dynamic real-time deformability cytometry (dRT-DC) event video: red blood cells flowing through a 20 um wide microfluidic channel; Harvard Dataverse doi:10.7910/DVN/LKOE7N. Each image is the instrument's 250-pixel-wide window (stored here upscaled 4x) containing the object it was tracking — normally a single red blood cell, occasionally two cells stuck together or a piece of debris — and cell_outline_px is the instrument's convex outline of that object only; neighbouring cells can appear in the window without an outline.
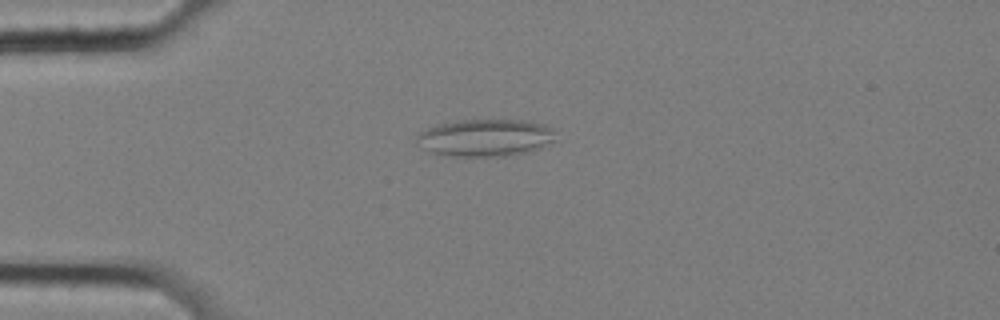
{"species": "common noctule bat (a hibernating species)", "species_latin": "Nyctalus noctula", "temperature_condition": "cold", "stored_images_in_passage": 49, "camera_frame_rate_fps": 3000, "um_per_image_px": 0.085, "animal": {"sex": "female", "body_mass_g": 25.1}, "frame": {"image": 1, "passage_image": 6, "time_ms": 1.667, "image_size_px": [1000, 320], "cell_outline_px": [[556, 140], [540, 148], [524, 152], [504, 156], [452, 156], [432, 152], [420, 148], [416, 140], [416, 136], [420, 132], [436, 124], [456, 120], [524, 120], [544, 124], [556, 128]], "centroid_in_image_um": [41.27, 11.69], "position_along_channel_um": 43.7, "area_um2": 30.46}}
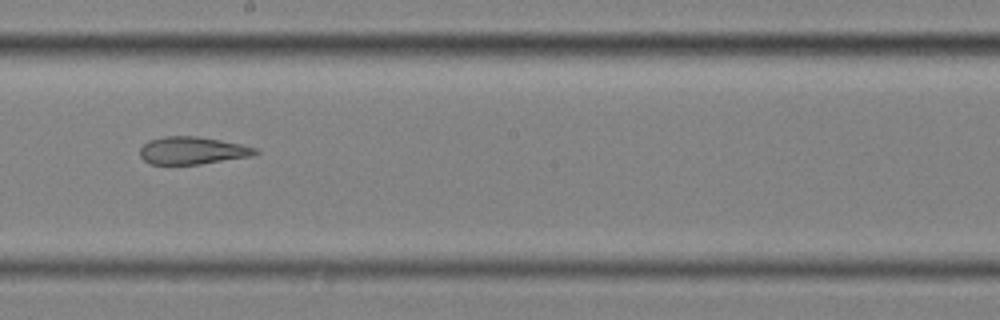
{"frame": {"image": 2, "passage_image": 24, "time_ms": 7.667, "image_size_px": [1000, 320], "cell_outline_px": [[260, 152], [252, 156], [200, 164], [148, 164], [140, 156], [140, 148], [148, 140], [164, 136], [196, 136], [220, 140], [240, 144], [256, 148]], "centroid_in_image_um": [16.33, 12.79], "position_along_channel_um": 231.9, "area_um2": 18.5}}
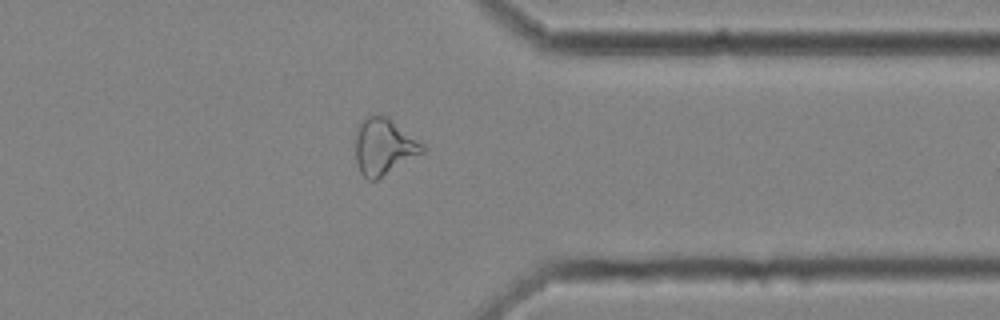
{"frame": {"image": 3, "passage_image": 37, "time_ms": 12.0, "image_size_px": [1000, 320], "cell_outline_px": [[428, 148], [424, 152], [376, 180], [368, 180], [360, 172], [356, 160], [356, 128], [364, 116], [380, 112], [388, 116], [424, 144]], "centroid_in_image_um": [32.63, 12.41], "position_along_channel_um": 378.8, "area_um2": 22.43}, "authors_computed_cell_mechanics": {"area_um2": 22.4264, "velocity_mm_per_s": 3.5122, "shape_relaxation_time_tau1_ms": null, "shape_relaxation_time_tau2_ms": 4.3905, "deformation_change_tau1": null, "deformation_change_tau2": 0.1433}}